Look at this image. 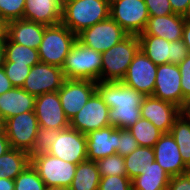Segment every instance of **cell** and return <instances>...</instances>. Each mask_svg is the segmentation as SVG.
I'll use <instances>...</instances> for the list:
<instances>
[{"mask_svg":"<svg viewBox=\"0 0 190 190\" xmlns=\"http://www.w3.org/2000/svg\"><path fill=\"white\" fill-rule=\"evenodd\" d=\"M127 177L132 180L140 175L155 161L154 149L151 147L138 146L136 150L124 157Z\"/></svg>","mask_w":190,"mask_h":190,"instance_id":"obj_28","label":"cell"},{"mask_svg":"<svg viewBox=\"0 0 190 190\" xmlns=\"http://www.w3.org/2000/svg\"><path fill=\"white\" fill-rule=\"evenodd\" d=\"M5 56L6 62L28 64L31 67L40 62L38 49L14 43L8 37L5 40Z\"/></svg>","mask_w":190,"mask_h":190,"instance_id":"obj_29","label":"cell"},{"mask_svg":"<svg viewBox=\"0 0 190 190\" xmlns=\"http://www.w3.org/2000/svg\"><path fill=\"white\" fill-rule=\"evenodd\" d=\"M8 22L0 17V43L7 39Z\"/></svg>","mask_w":190,"mask_h":190,"instance_id":"obj_46","label":"cell"},{"mask_svg":"<svg viewBox=\"0 0 190 190\" xmlns=\"http://www.w3.org/2000/svg\"><path fill=\"white\" fill-rule=\"evenodd\" d=\"M100 177L127 176L124 157L113 154L96 161Z\"/></svg>","mask_w":190,"mask_h":190,"instance_id":"obj_33","label":"cell"},{"mask_svg":"<svg viewBox=\"0 0 190 190\" xmlns=\"http://www.w3.org/2000/svg\"><path fill=\"white\" fill-rule=\"evenodd\" d=\"M14 190H47L37 170L29 164L15 179Z\"/></svg>","mask_w":190,"mask_h":190,"instance_id":"obj_32","label":"cell"},{"mask_svg":"<svg viewBox=\"0 0 190 190\" xmlns=\"http://www.w3.org/2000/svg\"><path fill=\"white\" fill-rule=\"evenodd\" d=\"M116 1H118V0H108V3H109V5H111L112 3L116 2Z\"/></svg>","mask_w":190,"mask_h":190,"instance_id":"obj_52","label":"cell"},{"mask_svg":"<svg viewBox=\"0 0 190 190\" xmlns=\"http://www.w3.org/2000/svg\"><path fill=\"white\" fill-rule=\"evenodd\" d=\"M139 50L138 36L128 34L116 45L101 53V81H122L129 65Z\"/></svg>","mask_w":190,"mask_h":190,"instance_id":"obj_4","label":"cell"},{"mask_svg":"<svg viewBox=\"0 0 190 190\" xmlns=\"http://www.w3.org/2000/svg\"><path fill=\"white\" fill-rule=\"evenodd\" d=\"M170 133L179 147L183 162L190 168V121L181 114L175 120Z\"/></svg>","mask_w":190,"mask_h":190,"instance_id":"obj_30","label":"cell"},{"mask_svg":"<svg viewBox=\"0 0 190 190\" xmlns=\"http://www.w3.org/2000/svg\"><path fill=\"white\" fill-rule=\"evenodd\" d=\"M181 72V88L183 93V107L185 102L190 99V53L179 64Z\"/></svg>","mask_w":190,"mask_h":190,"instance_id":"obj_39","label":"cell"},{"mask_svg":"<svg viewBox=\"0 0 190 190\" xmlns=\"http://www.w3.org/2000/svg\"><path fill=\"white\" fill-rule=\"evenodd\" d=\"M3 128L11 148L30 152L33 149L39 128L34 111L12 116L3 122Z\"/></svg>","mask_w":190,"mask_h":190,"instance_id":"obj_9","label":"cell"},{"mask_svg":"<svg viewBox=\"0 0 190 190\" xmlns=\"http://www.w3.org/2000/svg\"><path fill=\"white\" fill-rule=\"evenodd\" d=\"M108 115L109 107L95 91L82 109L69 121L70 128L87 135L91 131L109 126Z\"/></svg>","mask_w":190,"mask_h":190,"instance_id":"obj_11","label":"cell"},{"mask_svg":"<svg viewBox=\"0 0 190 190\" xmlns=\"http://www.w3.org/2000/svg\"><path fill=\"white\" fill-rule=\"evenodd\" d=\"M61 3H64L65 1H67V0H59Z\"/></svg>","mask_w":190,"mask_h":190,"instance_id":"obj_54","label":"cell"},{"mask_svg":"<svg viewBox=\"0 0 190 190\" xmlns=\"http://www.w3.org/2000/svg\"><path fill=\"white\" fill-rule=\"evenodd\" d=\"M87 159L94 162L116 154L117 128L107 126L91 131L87 135Z\"/></svg>","mask_w":190,"mask_h":190,"instance_id":"obj_21","label":"cell"},{"mask_svg":"<svg viewBox=\"0 0 190 190\" xmlns=\"http://www.w3.org/2000/svg\"><path fill=\"white\" fill-rule=\"evenodd\" d=\"M34 112L39 127L56 130L70 127V122L62 109L58 92H48L36 96Z\"/></svg>","mask_w":190,"mask_h":190,"instance_id":"obj_17","label":"cell"},{"mask_svg":"<svg viewBox=\"0 0 190 190\" xmlns=\"http://www.w3.org/2000/svg\"><path fill=\"white\" fill-rule=\"evenodd\" d=\"M108 0H67L62 7L61 23L76 35L110 16Z\"/></svg>","mask_w":190,"mask_h":190,"instance_id":"obj_2","label":"cell"},{"mask_svg":"<svg viewBox=\"0 0 190 190\" xmlns=\"http://www.w3.org/2000/svg\"><path fill=\"white\" fill-rule=\"evenodd\" d=\"M62 7L59 0H26L23 19L46 26L57 25L62 20Z\"/></svg>","mask_w":190,"mask_h":190,"instance_id":"obj_22","label":"cell"},{"mask_svg":"<svg viewBox=\"0 0 190 190\" xmlns=\"http://www.w3.org/2000/svg\"><path fill=\"white\" fill-rule=\"evenodd\" d=\"M102 55L78 40L72 45L61 67L65 79L101 81Z\"/></svg>","mask_w":190,"mask_h":190,"instance_id":"obj_3","label":"cell"},{"mask_svg":"<svg viewBox=\"0 0 190 190\" xmlns=\"http://www.w3.org/2000/svg\"><path fill=\"white\" fill-rule=\"evenodd\" d=\"M64 81L61 67L39 62L31 67L22 88L29 94L39 96L48 92H58Z\"/></svg>","mask_w":190,"mask_h":190,"instance_id":"obj_14","label":"cell"},{"mask_svg":"<svg viewBox=\"0 0 190 190\" xmlns=\"http://www.w3.org/2000/svg\"><path fill=\"white\" fill-rule=\"evenodd\" d=\"M76 40L77 35L62 23L47 26L38 48L40 62L62 67Z\"/></svg>","mask_w":190,"mask_h":190,"instance_id":"obj_5","label":"cell"},{"mask_svg":"<svg viewBox=\"0 0 190 190\" xmlns=\"http://www.w3.org/2000/svg\"><path fill=\"white\" fill-rule=\"evenodd\" d=\"M29 164L28 152L11 148L0 156V178L15 179Z\"/></svg>","mask_w":190,"mask_h":190,"instance_id":"obj_26","label":"cell"},{"mask_svg":"<svg viewBox=\"0 0 190 190\" xmlns=\"http://www.w3.org/2000/svg\"><path fill=\"white\" fill-rule=\"evenodd\" d=\"M2 127H3V122H2V120L0 118V128H2Z\"/></svg>","mask_w":190,"mask_h":190,"instance_id":"obj_53","label":"cell"},{"mask_svg":"<svg viewBox=\"0 0 190 190\" xmlns=\"http://www.w3.org/2000/svg\"><path fill=\"white\" fill-rule=\"evenodd\" d=\"M181 114L190 121V99L185 102L184 107L181 109Z\"/></svg>","mask_w":190,"mask_h":190,"instance_id":"obj_49","label":"cell"},{"mask_svg":"<svg viewBox=\"0 0 190 190\" xmlns=\"http://www.w3.org/2000/svg\"><path fill=\"white\" fill-rule=\"evenodd\" d=\"M96 92L109 107V123L115 128L128 129L141 118L144 94L121 81H97Z\"/></svg>","mask_w":190,"mask_h":190,"instance_id":"obj_1","label":"cell"},{"mask_svg":"<svg viewBox=\"0 0 190 190\" xmlns=\"http://www.w3.org/2000/svg\"><path fill=\"white\" fill-rule=\"evenodd\" d=\"M3 69L14 87L22 88L31 66L28 64H15V62H5Z\"/></svg>","mask_w":190,"mask_h":190,"instance_id":"obj_35","label":"cell"},{"mask_svg":"<svg viewBox=\"0 0 190 190\" xmlns=\"http://www.w3.org/2000/svg\"><path fill=\"white\" fill-rule=\"evenodd\" d=\"M98 190H132V180L127 176L100 177Z\"/></svg>","mask_w":190,"mask_h":190,"instance_id":"obj_38","label":"cell"},{"mask_svg":"<svg viewBox=\"0 0 190 190\" xmlns=\"http://www.w3.org/2000/svg\"><path fill=\"white\" fill-rule=\"evenodd\" d=\"M171 176L156 162L132 179V190H167Z\"/></svg>","mask_w":190,"mask_h":190,"instance_id":"obj_25","label":"cell"},{"mask_svg":"<svg viewBox=\"0 0 190 190\" xmlns=\"http://www.w3.org/2000/svg\"><path fill=\"white\" fill-rule=\"evenodd\" d=\"M167 190H190V171L170 178Z\"/></svg>","mask_w":190,"mask_h":190,"instance_id":"obj_41","label":"cell"},{"mask_svg":"<svg viewBox=\"0 0 190 190\" xmlns=\"http://www.w3.org/2000/svg\"><path fill=\"white\" fill-rule=\"evenodd\" d=\"M140 108L141 117L149 120L163 133H170L175 120L181 115L180 107L153 96H146Z\"/></svg>","mask_w":190,"mask_h":190,"instance_id":"obj_18","label":"cell"},{"mask_svg":"<svg viewBox=\"0 0 190 190\" xmlns=\"http://www.w3.org/2000/svg\"><path fill=\"white\" fill-rule=\"evenodd\" d=\"M128 130L136 139L139 146L151 148L164 134L149 120L142 117L133 126L129 127Z\"/></svg>","mask_w":190,"mask_h":190,"instance_id":"obj_31","label":"cell"},{"mask_svg":"<svg viewBox=\"0 0 190 190\" xmlns=\"http://www.w3.org/2000/svg\"><path fill=\"white\" fill-rule=\"evenodd\" d=\"M155 161L172 177L190 171L183 162L179 147L171 135L164 133L153 146Z\"/></svg>","mask_w":190,"mask_h":190,"instance_id":"obj_19","label":"cell"},{"mask_svg":"<svg viewBox=\"0 0 190 190\" xmlns=\"http://www.w3.org/2000/svg\"><path fill=\"white\" fill-rule=\"evenodd\" d=\"M149 16H165L173 14L169 0H144Z\"/></svg>","mask_w":190,"mask_h":190,"instance_id":"obj_40","label":"cell"},{"mask_svg":"<svg viewBox=\"0 0 190 190\" xmlns=\"http://www.w3.org/2000/svg\"><path fill=\"white\" fill-rule=\"evenodd\" d=\"M47 190H70L68 187H55V188H48Z\"/></svg>","mask_w":190,"mask_h":190,"instance_id":"obj_51","label":"cell"},{"mask_svg":"<svg viewBox=\"0 0 190 190\" xmlns=\"http://www.w3.org/2000/svg\"><path fill=\"white\" fill-rule=\"evenodd\" d=\"M14 86L12 85L10 79L6 76L3 67L0 68V95L9 91Z\"/></svg>","mask_w":190,"mask_h":190,"instance_id":"obj_43","label":"cell"},{"mask_svg":"<svg viewBox=\"0 0 190 190\" xmlns=\"http://www.w3.org/2000/svg\"><path fill=\"white\" fill-rule=\"evenodd\" d=\"M158 65L154 64L141 50L134 56L122 83L145 96H152Z\"/></svg>","mask_w":190,"mask_h":190,"instance_id":"obj_13","label":"cell"},{"mask_svg":"<svg viewBox=\"0 0 190 190\" xmlns=\"http://www.w3.org/2000/svg\"><path fill=\"white\" fill-rule=\"evenodd\" d=\"M110 17L128 34L139 35L149 19L144 0H118L110 5Z\"/></svg>","mask_w":190,"mask_h":190,"instance_id":"obj_10","label":"cell"},{"mask_svg":"<svg viewBox=\"0 0 190 190\" xmlns=\"http://www.w3.org/2000/svg\"><path fill=\"white\" fill-rule=\"evenodd\" d=\"M61 130L38 128L33 149L29 152L30 158L33 155L47 153L54 140L57 138Z\"/></svg>","mask_w":190,"mask_h":190,"instance_id":"obj_34","label":"cell"},{"mask_svg":"<svg viewBox=\"0 0 190 190\" xmlns=\"http://www.w3.org/2000/svg\"><path fill=\"white\" fill-rule=\"evenodd\" d=\"M169 2L173 13L184 16L189 7L190 0H169Z\"/></svg>","mask_w":190,"mask_h":190,"instance_id":"obj_42","label":"cell"},{"mask_svg":"<svg viewBox=\"0 0 190 190\" xmlns=\"http://www.w3.org/2000/svg\"><path fill=\"white\" fill-rule=\"evenodd\" d=\"M100 174L96 162L85 160L77 165L70 190H98Z\"/></svg>","mask_w":190,"mask_h":190,"instance_id":"obj_27","label":"cell"},{"mask_svg":"<svg viewBox=\"0 0 190 190\" xmlns=\"http://www.w3.org/2000/svg\"><path fill=\"white\" fill-rule=\"evenodd\" d=\"M15 184L13 179L0 178V190H14Z\"/></svg>","mask_w":190,"mask_h":190,"instance_id":"obj_47","label":"cell"},{"mask_svg":"<svg viewBox=\"0 0 190 190\" xmlns=\"http://www.w3.org/2000/svg\"><path fill=\"white\" fill-rule=\"evenodd\" d=\"M140 50L156 65L179 64L189 54L182 39L168 42L166 39L154 35H137Z\"/></svg>","mask_w":190,"mask_h":190,"instance_id":"obj_7","label":"cell"},{"mask_svg":"<svg viewBox=\"0 0 190 190\" xmlns=\"http://www.w3.org/2000/svg\"><path fill=\"white\" fill-rule=\"evenodd\" d=\"M184 18H185L186 20H189V21H190V2H189V7H188V9H187V12H186V14L184 15Z\"/></svg>","mask_w":190,"mask_h":190,"instance_id":"obj_50","label":"cell"},{"mask_svg":"<svg viewBox=\"0 0 190 190\" xmlns=\"http://www.w3.org/2000/svg\"><path fill=\"white\" fill-rule=\"evenodd\" d=\"M185 18L179 14L149 16L146 27L139 35H154L174 42L182 39Z\"/></svg>","mask_w":190,"mask_h":190,"instance_id":"obj_20","label":"cell"},{"mask_svg":"<svg viewBox=\"0 0 190 190\" xmlns=\"http://www.w3.org/2000/svg\"><path fill=\"white\" fill-rule=\"evenodd\" d=\"M46 27L25 19L12 20L8 22L7 37L14 43L38 49Z\"/></svg>","mask_w":190,"mask_h":190,"instance_id":"obj_23","label":"cell"},{"mask_svg":"<svg viewBox=\"0 0 190 190\" xmlns=\"http://www.w3.org/2000/svg\"><path fill=\"white\" fill-rule=\"evenodd\" d=\"M6 62L5 56V42L0 43V68L4 66Z\"/></svg>","mask_w":190,"mask_h":190,"instance_id":"obj_48","label":"cell"},{"mask_svg":"<svg viewBox=\"0 0 190 190\" xmlns=\"http://www.w3.org/2000/svg\"><path fill=\"white\" fill-rule=\"evenodd\" d=\"M153 97L169 101L183 108L181 72L178 64L158 65Z\"/></svg>","mask_w":190,"mask_h":190,"instance_id":"obj_16","label":"cell"},{"mask_svg":"<svg viewBox=\"0 0 190 190\" xmlns=\"http://www.w3.org/2000/svg\"><path fill=\"white\" fill-rule=\"evenodd\" d=\"M11 149L10 142L6 136L4 128H0V156Z\"/></svg>","mask_w":190,"mask_h":190,"instance_id":"obj_44","label":"cell"},{"mask_svg":"<svg viewBox=\"0 0 190 190\" xmlns=\"http://www.w3.org/2000/svg\"><path fill=\"white\" fill-rule=\"evenodd\" d=\"M31 165L47 188L70 187L78 164H73L48 153L33 155Z\"/></svg>","mask_w":190,"mask_h":190,"instance_id":"obj_6","label":"cell"},{"mask_svg":"<svg viewBox=\"0 0 190 190\" xmlns=\"http://www.w3.org/2000/svg\"><path fill=\"white\" fill-rule=\"evenodd\" d=\"M128 33L110 16L82 30L77 40L83 45L103 53L124 39Z\"/></svg>","mask_w":190,"mask_h":190,"instance_id":"obj_8","label":"cell"},{"mask_svg":"<svg viewBox=\"0 0 190 190\" xmlns=\"http://www.w3.org/2000/svg\"><path fill=\"white\" fill-rule=\"evenodd\" d=\"M96 91V82L91 80L65 79L58 90L62 109L70 121Z\"/></svg>","mask_w":190,"mask_h":190,"instance_id":"obj_15","label":"cell"},{"mask_svg":"<svg viewBox=\"0 0 190 190\" xmlns=\"http://www.w3.org/2000/svg\"><path fill=\"white\" fill-rule=\"evenodd\" d=\"M47 153L61 160L79 164L87 160V136L70 127L61 130Z\"/></svg>","mask_w":190,"mask_h":190,"instance_id":"obj_12","label":"cell"},{"mask_svg":"<svg viewBox=\"0 0 190 190\" xmlns=\"http://www.w3.org/2000/svg\"><path fill=\"white\" fill-rule=\"evenodd\" d=\"M182 41L188 48V52L190 53V21L185 20V24L183 27Z\"/></svg>","mask_w":190,"mask_h":190,"instance_id":"obj_45","label":"cell"},{"mask_svg":"<svg viewBox=\"0 0 190 190\" xmlns=\"http://www.w3.org/2000/svg\"><path fill=\"white\" fill-rule=\"evenodd\" d=\"M26 0H0V17L7 22L23 19Z\"/></svg>","mask_w":190,"mask_h":190,"instance_id":"obj_36","label":"cell"},{"mask_svg":"<svg viewBox=\"0 0 190 190\" xmlns=\"http://www.w3.org/2000/svg\"><path fill=\"white\" fill-rule=\"evenodd\" d=\"M36 96L23 88L13 87L0 95V118L2 122L12 116L34 111Z\"/></svg>","mask_w":190,"mask_h":190,"instance_id":"obj_24","label":"cell"},{"mask_svg":"<svg viewBox=\"0 0 190 190\" xmlns=\"http://www.w3.org/2000/svg\"><path fill=\"white\" fill-rule=\"evenodd\" d=\"M138 143L128 129L117 128L116 153L125 157L137 149Z\"/></svg>","mask_w":190,"mask_h":190,"instance_id":"obj_37","label":"cell"}]
</instances>
